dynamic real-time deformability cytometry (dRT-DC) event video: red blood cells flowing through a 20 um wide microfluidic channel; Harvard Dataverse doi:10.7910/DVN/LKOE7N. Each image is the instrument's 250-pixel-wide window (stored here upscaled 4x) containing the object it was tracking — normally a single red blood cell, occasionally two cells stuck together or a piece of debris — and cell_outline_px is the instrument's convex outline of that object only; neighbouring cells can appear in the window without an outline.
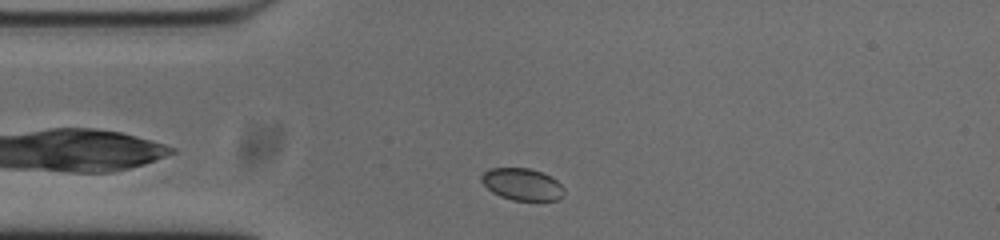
{"species": "common noctule bat (a hibernating species)", "species_latin": "Nyctalus noctula", "temperature_condition": "cold", "stored_images_in_passage": 44, "camera_frame_rate_fps": 3000, "um_per_image_px": 0.085, "animal": {"sex": "male", "body_mass_g": 20.0, "forearm_length_mm": 53.3}, "frame": {"image": 1, "passage_image": 2, "time_ms": 0.333, "image_size_px": [1000, 240], "cell_outline_px": [[564, 196], [556, 200], [512, 200], [500, 196], [492, 192], [480, 180], [480, 176], [488, 168], [528, 168], [552, 176], [564, 188]], "centroid_in_image_um": [44.38, 15.66], "position_along_channel_um": 40.6, "area_um2": 15.43}}
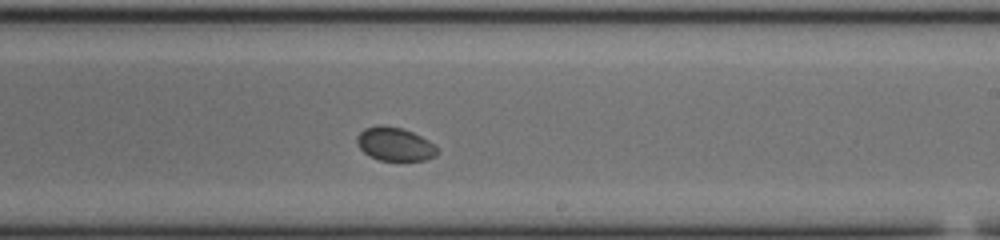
{"frame": {"image": 2, "passage_image": 21, "time_ms": 6.667, "image_size_px": [1000, 240], "cell_outline_px": [[436, 156], [424, 160], [380, 160], [368, 156], [360, 148], [356, 140], [356, 136], [364, 128], [376, 124], [384, 124], [404, 128], [428, 140], [436, 148]], "centroid_in_image_um": [33.51, 12.22], "position_along_channel_um": 255.5, "area_um2": 15.72}}
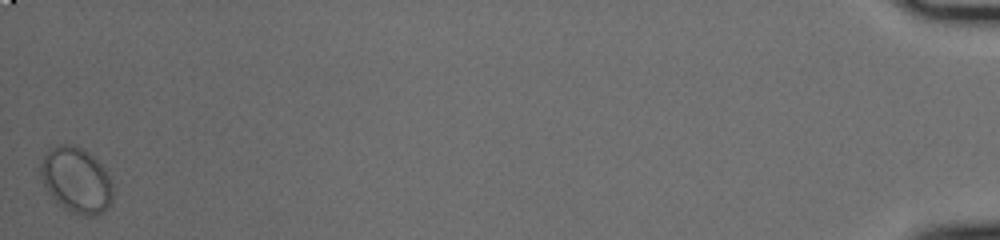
{"frame": {"image": 3, "passage_image": 44, "time_ms": 14.333, "image_size_px": [1000, 240], "cell_outline_px": [[112, 204], [96, 216], [88, 216], [72, 212], [64, 208], [48, 192], [40, 176], [40, 160], [44, 152], [48, 148], [56, 144], [72, 144], [88, 152], [104, 168], [112, 184]], "centroid_in_image_um": [6.45, 15.28], "position_along_channel_um": 428.7, "area_um2": 27.69}}